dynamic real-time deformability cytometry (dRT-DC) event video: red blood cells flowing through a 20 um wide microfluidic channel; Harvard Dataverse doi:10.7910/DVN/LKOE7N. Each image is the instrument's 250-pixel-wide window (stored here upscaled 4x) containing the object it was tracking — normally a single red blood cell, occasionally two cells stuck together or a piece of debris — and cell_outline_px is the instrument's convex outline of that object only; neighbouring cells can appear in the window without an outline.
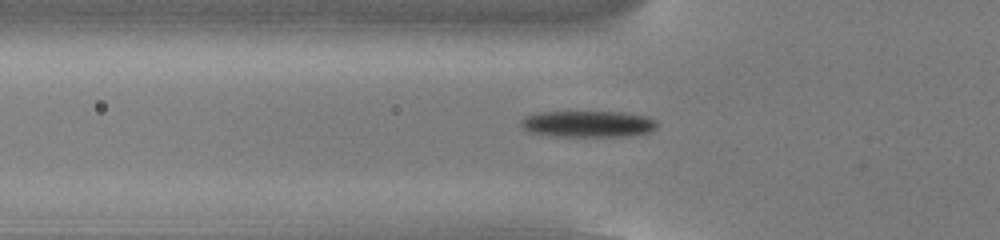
{"species": "common noctule bat (a hibernating species)", "species_latin": "Nyctalus noctula", "temperature_condition": "cold", "stored_images_in_passage": 54, "camera_frame_rate_fps": 3000, "um_per_image_px": 0.085, "animal": {"sex": "male", "body_mass_g": 13.0, "forearm_length_mm": 53.1}, "frame": {"image": 1, "passage_image": 19, "time_ms": 6.0, "image_size_px": [1000, 240], "cell_outline_px": [[660, 124], [652, 132], [628, 136], [552, 136], [528, 132], [520, 124], [520, 120], [524, 116], [536, 112], [620, 112], [644, 116], [656, 120]], "centroid_in_image_um": [49.97, 10.54], "position_along_channel_um": 75.8, "area_um2": 21.15}}
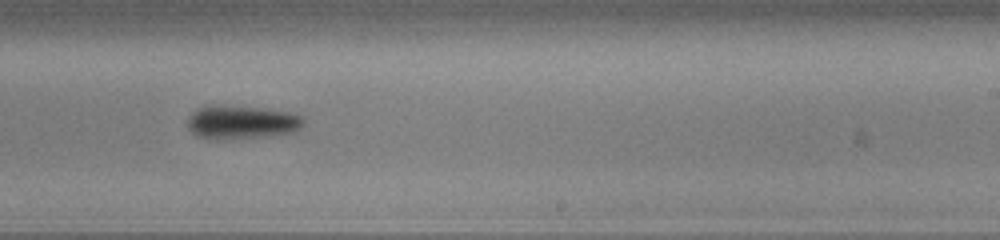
{"frame": {"image": 2, "passage_image": 34, "time_ms": 11.0, "image_size_px": [1000, 240], "cell_outline_px": [[304, 124], [300, 128], [292, 132], [272, 136], [208, 140], [196, 136], [188, 128], [188, 120], [192, 112], [196, 108], [208, 104], [260, 108], [288, 112], [300, 116], [304, 120]], "centroid_in_image_um": [20.48, 10.39], "position_along_channel_um": 268.5, "area_um2": 22.83}}
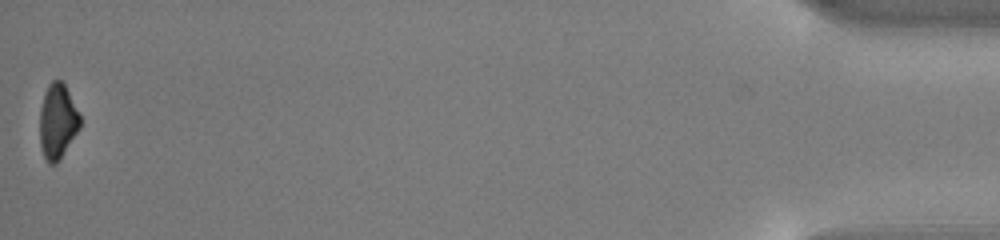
{"frame": {"image": 3, "passage_image": 54, "time_ms": 17.667, "image_size_px": [1000, 240], "cell_outline_px": [[80, 128], [60, 160], [56, 164], [48, 164], [44, 156], [40, 144], [40, 108], [44, 92], [48, 84], [52, 80], [60, 80], [64, 84], [80, 116]], "centroid_in_image_um": [4.88, 10.34], "position_along_channel_um": 430.3, "area_um2": 17.57}, "authors_computed_cell_mechanics": {"area_um2": 19.6809, "velocity_mm_per_s": 3.8518, "shape_relaxation_time_tau1_ms": 2.8028, "shape_relaxation_time_tau2_ms": null, "deformation_change_tau1": 0.1404, "deformation_change_tau2": null}}